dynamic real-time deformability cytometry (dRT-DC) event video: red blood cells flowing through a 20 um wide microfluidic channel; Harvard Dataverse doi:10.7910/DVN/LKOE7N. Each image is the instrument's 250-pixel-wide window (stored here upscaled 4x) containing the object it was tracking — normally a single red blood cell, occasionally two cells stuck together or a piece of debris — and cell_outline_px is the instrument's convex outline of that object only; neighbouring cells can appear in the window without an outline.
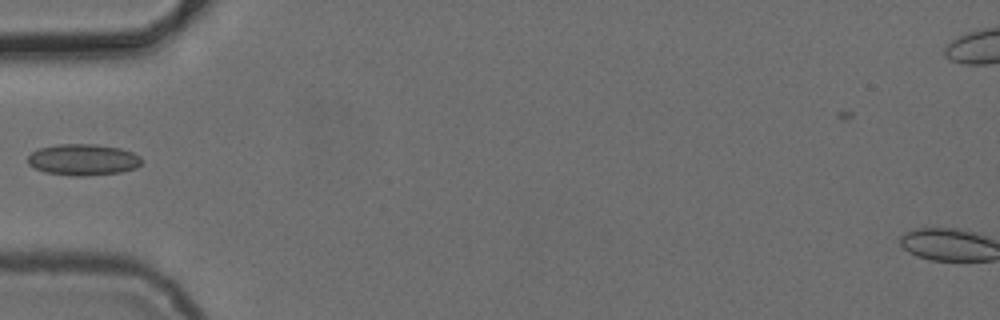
{"species": "common noctule bat (a hibernating species)", "species_latin": "Nyctalus noctula", "temperature_condition": "cold", "stored_images_in_passage": 6, "camera_frame_rate_fps": 3000, "um_per_image_px": 0.085, "animal": {"sex": "female", "body_mass_g": 24.6, "forearm_length_mm": 56.2}, "frame": {"image": 1, "passage_image": 5, "time_ms": 5.667, "image_size_px": [1000, 320], "cell_outline_px": [[140, 164], [136, 168], [120, 172], [88, 176], [76, 176], [44, 172], [28, 164], [28, 156], [32, 152], [40, 148], [56, 144], [96, 144], [120, 148], [132, 152], [140, 156]], "centroid_in_image_um": [7.06, 13.57], "position_along_channel_um": 77.9, "area_um2": 20.75}}
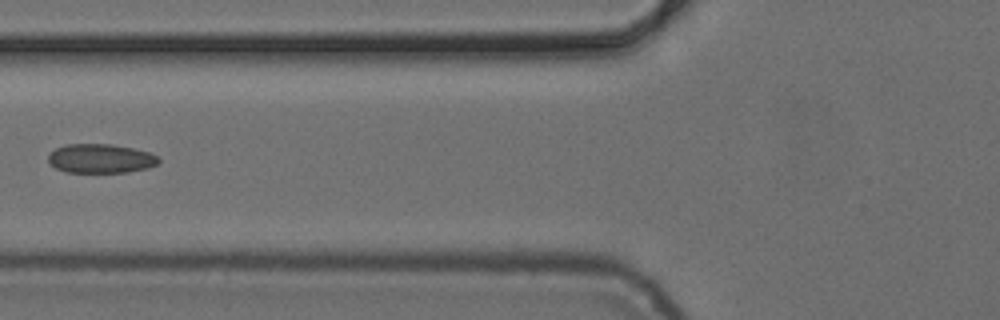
{"frame": {"image": 2, "passage_image": 6, "time_ms": 6.667, "image_size_px": [1000, 320], "cell_outline_px": [[160, 160], [156, 164], [148, 168], [128, 172], [64, 172], [56, 168], [48, 160], [48, 156], [56, 148], [64, 144], [112, 144], [132, 148], [148, 152], [156, 156]], "centroid_in_image_um": [8.54, 13.47], "position_along_channel_um": 117.3, "area_um2": 18.61}}